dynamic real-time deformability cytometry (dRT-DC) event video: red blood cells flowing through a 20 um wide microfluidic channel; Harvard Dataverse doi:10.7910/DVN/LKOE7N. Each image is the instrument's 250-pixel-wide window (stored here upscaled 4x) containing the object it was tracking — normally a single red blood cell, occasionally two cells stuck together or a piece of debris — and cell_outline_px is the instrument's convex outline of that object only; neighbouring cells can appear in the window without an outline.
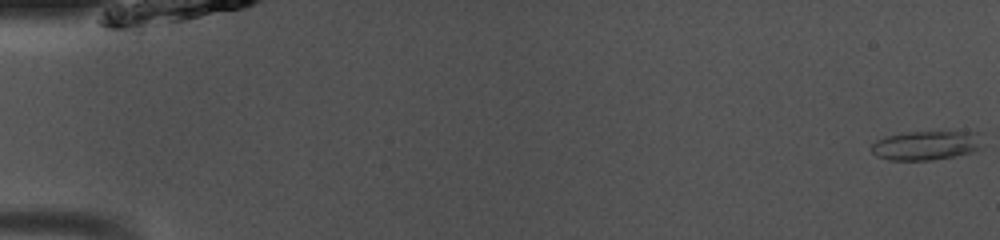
{"species": "common noctule bat (a hibernating species)", "species_latin": "Nyctalus noctula", "temperature_condition": "room temperature", "stored_images_in_passage": 50, "camera_frame_rate_fps": 3000, "um_per_image_px": 0.085, "animal": {"sex": "male", "body_mass_g": 13.0, "forearm_length_mm": 53.1}, "frame": {"image": 1, "passage_image": 1, "time_ms": 0.0, "image_size_px": [1000, 240], "cell_outline_px": [[984, 148], [976, 152], [932, 160], [888, 160], [876, 156], [872, 152], [872, 144], [876, 140], [888, 136], [908, 132], [984, 132]], "centroid_in_image_um": [78.86, 12.36], "position_along_channel_um": 6.1, "area_um2": 19.36}}
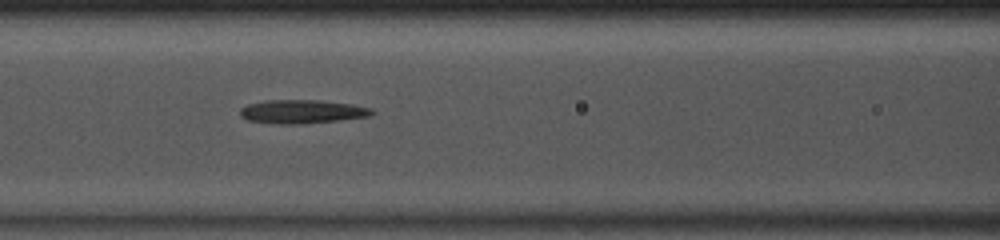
{"frame": {"image": 2, "passage_image": 22, "time_ms": 7.0, "image_size_px": [1000, 240], "cell_outline_px": [[376, 112], [368, 116], [304, 124], [284, 124], [248, 120], [240, 116], [240, 108], [248, 104], [264, 100], [320, 100], [352, 104], [372, 108]], "centroid_in_image_um": [25.67, 9.47], "position_along_channel_um": 140.9, "area_um2": 18.09}}
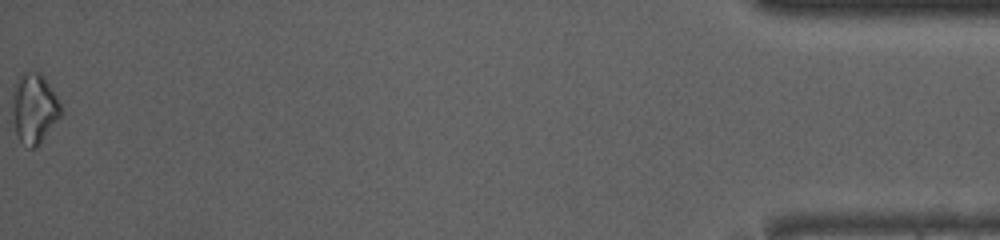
{"frame": {"image": 3, "passage_image": 50, "time_ms": 16.333, "image_size_px": [1000, 240], "cell_outline_px": [[64, 112], [36, 148], [28, 148], [20, 140], [16, 132], [12, 116], [12, 88], [20, 76], [24, 72], [40, 72], [44, 76], [56, 96]], "centroid_in_image_um": [2.9, 9.21], "position_along_channel_um": 432.3, "area_um2": 19.88}}